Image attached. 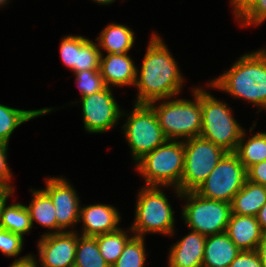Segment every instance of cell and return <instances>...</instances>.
I'll list each match as a JSON object with an SVG mask.
<instances>
[{"mask_svg": "<svg viewBox=\"0 0 266 267\" xmlns=\"http://www.w3.org/2000/svg\"><path fill=\"white\" fill-rule=\"evenodd\" d=\"M150 43L136 72L137 98L134 103L150 104L177 96L182 91L184 77L166 44L152 32ZM140 71V72H139Z\"/></svg>", "mask_w": 266, "mask_h": 267, "instance_id": "obj_1", "label": "cell"}, {"mask_svg": "<svg viewBox=\"0 0 266 267\" xmlns=\"http://www.w3.org/2000/svg\"><path fill=\"white\" fill-rule=\"evenodd\" d=\"M208 85L266 110V49L244 54Z\"/></svg>", "mask_w": 266, "mask_h": 267, "instance_id": "obj_2", "label": "cell"}, {"mask_svg": "<svg viewBox=\"0 0 266 267\" xmlns=\"http://www.w3.org/2000/svg\"><path fill=\"white\" fill-rule=\"evenodd\" d=\"M194 101L187 99H164L154 109L158 122L168 140H188L200 136L202 128L201 88H192ZM168 100V101H166ZM185 138V139H184Z\"/></svg>", "mask_w": 266, "mask_h": 267, "instance_id": "obj_3", "label": "cell"}, {"mask_svg": "<svg viewBox=\"0 0 266 267\" xmlns=\"http://www.w3.org/2000/svg\"><path fill=\"white\" fill-rule=\"evenodd\" d=\"M185 150L183 140H167L135 164L145 177L147 186L174 187L178 189L184 172Z\"/></svg>", "mask_w": 266, "mask_h": 267, "instance_id": "obj_4", "label": "cell"}, {"mask_svg": "<svg viewBox=\"0 0 266 267\" xmlns=\"http://www.w3.org/2000/svg\"><path fill=\"white\" fill-rule=\"evenodd\" d=\"M164 187L144 186L138 193L135 219L129 231L135 236L144 237L148 233L173 235L175 217Z\"/></svg>", "mask_w": 266, "mask_h": 267, "instance_id": "obj_5", "label": "cell"}, {"mask_svg": "<svg viewBox=\"0 0 266 267\" xmlns=\"http://www.w3.org/2000/svg\"><path fill=\"white\" fill-rule=\"evenodd\" d=\"M202 128L200 136L223 148L235 152L242 126L236 121L226 103L201 88Z\"/></svg>", "mask_w": 266, "mask_h": 267, "instance_id": "obj_6", "label": "cell"}, {"mask_svg": "<svg viewBox=\"0 0 266 267\" xmlns=\"http://www.w3.org/2000/svg\"><path fill=\"white\" fill-rule=\"evenodd\" d=\"M179 198H185L182 218L189 230L197 231L204 236L224 233L228 225L232 209L225 201L206 199L195 191L180 192L175 188Z\"/></svg>", "mask_w": 266, "mask_h": 267, "instance_id": "obj_7", "label": "cell"}, {"mask_svg": "<svg viewBox=\"0 0 266 267\" xmlns=\"http://www.w3.org/2000/svg\"><path fill=\"white\" fill-rule=\"evenodd\" d=\"M123 124L133 161L163 145L168 139L159 125L154 109L149 104L134 103L133 111Z\"/></svg>", "mask_w": 266, "mask_h": 267, "instance_id": "obj_8", "label": "cell"}, {"mask_svg": "<svg viewBox=\"0 0 266 267\" xmlns=\"http://www.w3.org/2000/svg\"><path fill=\"white\" fill-rule=\"evenodd\" d=\"M184 172L178 190L195 191L227 153L223 148L201 136L184 140Z\"/></svg>", "mask_w": 266, "mask_h": 267, "instance_id": "obj_9", "label": "cell"}, {"mask_svg": "<svg viewBox=\"0 0 266 267\" xmlns=\"http://www.w3.org/2000/svg\"><path fill=\"white\" fill-rule=\"evenodd\" d=\"M246 180L247 169L234 152H227L195 192L206 199L231 204Z\"/></svg>", "mask_w": 266, "mask_h": 267, "instance_id": "obj_10", "label": "cell"}, {"mask_svg": "<svg viewBox=\"0 0 266 267\" xmlns=\"http://www.w3.org/2000/svg\"><path fill=\"white\" fill-rule=\"evenodd\" d=\"M83 123L89 133H104L112 130L119 119L125 116L120 111L110 87L81 98Z\"/></svg>", "mask_w": 266, "mask_h": 267, "instance_id": "obj_11", "label": "cell"}, {"mask_svg": "<svg viewBox=\"0 0 266 267\" xmlns=\"http://www.w3.org/2000/svg\"><path fill=\"white\" fill-rule=\"evenodd\" d=\"M53 202L57 233L66 231L79 222L80 202L78 193L65 178L48 177L46 187L43 189Z\"/></svg>", "mask_w": 266, "mask_h": 267, "instance_id": "obj_12", "label": "cell"}, {"mask_svg": "<svg viewBox=\"0 0 266 267\" xmlns=\"http://www.w3.org/2000/svg\"><path fill=\"white\" fill-rule=\"evenodd\" d=\"M76 230L42 235L37 242L41 267H70L75 264L78 237ZM37 267L38 266V263Z\"/></svg>", "mask_w": 266, "mask_h": 267, "instance_id": "obj_13", "label": "cell"}, {"mask_svg": "<svg viewBox=\"0 0 266 267\" xmlns=\"http://www.w3.org/2000/svg\"><path fill=\"white\" fill-rule=\"evenodd\" d=\"M121 217L112 205L93 204L80 206L79 222L83 223L81 235L95 237L119 229Z\"/></svg>", "mask_w": 266, "mask_h": 267, "instance_id": "obj_14", "label": "cell"}, {"mask_svg": "<svg viewBox=\"0 0 266 267\" xmlns=\"http://www.w3.org/2000/svg\"><path fill=\"white\" fill-rule=\"evenodd\" d=\"M99 70L107 87L135 85L137 67L128 53L101 54Z\"/></svg>", "mask_w": 266, "mask_h": 267, "instance_id": "obj_15", "label": "cell"}, {"mask_svg": "<svg viewBox=\"0 0 266 267\" xmlns=\"http://www.w3.org/2000/svg\"><path fill=\"white\" fill-rule=\"evenodd\" d=\"M206 236L191 230L169 251V267H202Z\"/></svg>", "mask_w": 266, "mask_h": 267, "instance_id": "obj_16", "label": "cell"}, {"mask_svg": "<svg viewBox=\"0 0 266 267\" xmlns=\"http://www.w3.org/2000/svg\"><path fill=\"white\" fill-rule=\"evenodd\" d=\"M225 233L241 251L256 250L264 232L255 216L231 213Z\"/></svg>", "mask_w": 266, "mask_h": 267, "instance_id": "obj_17", "label": "cell"}, {"mask_svg": "<svg viewBox=\"0 0 266 267\" xmlns=\"http://www.w3.org/2000/svg\"><path fill=\"white\" fill-rule=\"evenodd\" d=\"M240 251L225 232L207 236L202 267H229Z\"/></svg>", "mask_w": 266, "mask_h": 267, "instance_id": "obj_18", "label": "cell"}, {"mask_svg": "<svg viewBox=\"0 0 266 267\" xmlns=\"http://www.w3.org/2000/svg\"><path fill=\"white\" fill-rule=\"evenodd\" d=\"M266 203V186L246 180L231 203L233 214L255 216Z\"/></svg>", "mask_w": 266, "mask_h": 267, "instance_id": "obj_19", "label": "cell"}, {"mask_svg": "<svg viewBox=\"0 0 266 267\" xmlns=\"http://www.w3.org/2000/svg\"><path fill=\"white\" fill-rule=\"evenodd\" d=\"M134 32L127 26L111 23L96 38L99 50L107 53H128L135 41Z\"/></svg>", "mask_w": 266, "mask_h": 267, "instance_id": "obj_20", "label": "cell"}, {"mask_svg": "<svg viewBox=\"0 0 266 267\" xmlns=\"http://www.w3.org/2000/svg\"><path fill=\"white\" fill-rule=\"evenodd\" d=\"M53 110L54 108L21 110L0 104V142L9 144L10 136L18 126Z\"/></svg>", "mask_w": 266, "mask_h": 267, "instance_id": "obj_21", "label": "cell"}, {"mask_svg": "<svg viewBox=\"0 0 266 267\" xmlns=\"http://www.w3.org/2000/svg\"><path fill=\"white\" fill-rule=\"evenodd\" d=\"M30 190L33 194V198L29 206L26 207L28 208L30 214L32 226L34 224V221H36L41 226H44V228L47 227L48 229H51V232H45L44 235L57 233L55 208L49 195L43 189Z\"/></svg>", "mask_w": 266, "mask_h": 267, "instance_id": "obj_22", "label": "cell"}, {"mask_svg": "<svg viewBox=\"0 0 266 267\" xmlns=\"http://www.w3.org/2000/svg\"><path fill=\"white\" fill-rule=\"evenodd\" d=\"M32 223L28 208L20 203L7 205V200L0 210V228L23 235L30 233Z\"/></svg>", "mask_w": 266, "mask_h": 267, "instance_id": "obj_23", "label": "cell"}, {"mask_svg": "<svg viewBox=\"0 0 266 267\" xmlns=\"http://www.w3.org/2000/svg\"><path fill=\"white\" fill-rule=\"evenodd\" d=\"M243 130L235 154L246 169L266 160V133L259 132L245 140Z\"/></svg>", "mask_w": 266, "mask_h": 267, "instance_id": "obj_24", "label": "cell"}, {"mask_svg": "<svg viewBox=\"0 0 266 267\" xmlns=\"http://www.w3.org/2000/svg\"><path fill=\"white\" fill-rule=\"evenodd\" d=\"M128 236L127 232L121 228L113 232L95 236L100 254L110 266L117 261L126 243L133 237Z\"/></svg>", "mask_w": 266, "mask_h": 267, "instance_id": "obj_25", "label": "cell"}, {"mask_svg": "<svg viewBox=\"0 0 266 267\" xmlns=\"http://www.w3.org/2000/svg\"><path fill=\"white\" fill-rule=\"evenodd\" d=\"M77 267H111L101 256L95 237H78L75 255Z\"/></svg>", "mask_w": 266, "mask_h": 267, "instance_id": "obj_26", "label": "cell"}, {"mask_svg": "<svg viewBox=\"0 0 266 267\" xmlns=\"http://www.w3.org/2000/svg\"><path fill=\"white\" fill-rule=\"evenodd\" d=\"M145 238L133 235L120 257L111 267H144L146 260Z\"/></svg>", "mask_w": 266, "mask_h": 267, "instance_id": "obj_27", "label": "cell"}, {"mask_svg": "<svg viewBox=\"0 0 266 267\" xmlns=\"http://www.w3.org/2000/svg\"><path fill=\"white\" fill-rule=\"evenodd\" d=\"M102 51L98 44L80 36V59L77 72L83 70H99Z\"/></svg>", "mask_w": 266, "mask_h": 267, "instance_id": "obj_28", "label": "cell"}, {"mask_svg": "<svg viewBox=\"0 0 266 267\" xmlns=\"http://www.w3.org/2000/svg\"><path fill=\"white\" fill-rule=\"evenodd\" d=\"M60 55L64 65L74 72H77L80 59V36H64L60 43Z\"/></svg>", "mask_w": 266, "mask_h": 267, "instance_id": "obj_29", "label": "cell"}, {"mask_svg": "<svg viewBox=\"0 0 266 267\" xmlns=\"http://www.w3.org/2000/svg\"><path fill=\"white\" fill-rule=\"evenodd\" d=\"M74 74L82 97L92 95L106 87L100 70H83Z\"/></svg>", "mask_w": 266, "mask_h": 267, "instance_id": "obj_30", "label": "cell"}, {"mask_svg": "<svg viewBox=\"0 0 266 267\" xmlns=\"http://www.w3.org/2000/svg\"><path fill=\"white\" fill-rule=\"evenodd\" d=\"M24 237L0 228V251L7 257H17L24 245Z\"/></svg>", "mask_w": 266, "mask_h": 267, "instance_id": "obj_31", "label": "cell"}, {"mask_svg": "<svg viewBox=\"0 0 266 267\" xmlns=\"http://www.w3.org/2000/svg\"><path fill=\"white\" fill-rule=\"evenodd\" d=\"M266 20V0H257L254 5L238 20L240 26H259Z\"/></svg>", "mask_w": 266, "mask_h": 267, "instance_id": "obj_32", "label": "cell"}, {"mask_svg": "<svg viewBox=\"0 0 266 267\" xmlns=\"http://www.w3.org/2000/svg\"><path fill=\"white\" fill-rule=\"evenodd\" d=\"M8 144L0 142V185L9 187L14 192V186L11 185L12 173L7 163Z\"/></svg>", "mask_w": 266, "mask_h": 267, "instance_id": "obj_33", "label": "cell"}, {"mask_svg": "<svg viewBox=\"0 0 266 267\" xmlns=\"http://www.w3.org/2000/svg\"><path fill=\"white\" fill-rule=\"evenodd\" d=\"M229 267H263L256 250L240 251Z\"/></svg>", "mask_w": 266, "mask_h": 267, "instance_id": "obj_34", "label": "cell"}, {"mask_svg": "<svg viewBox=\"0 0 266 267\" xmlns=\"http://www.w3.org/2000/svg\"><path fill=\"white\" fill-rule=\"evenodd\" d=\"M247 180L266 186V160L247 169Z\"/></svg>", "mask_w": 266, "mask_h": 267, "instance_id": "obj_35", "label": "cell"}, {"mask_svg": "<svg viewBox=\"0 0 266 267\" xmlns=\"http://www.w3.org/2000/svg\"><path fill=\"white\" fill-rule=\"evenodd\" d=\"M235 18L239 20L257 0H230Z\"/></svg>", "mask_w": 266, "mask_h": 267, "instance_id": "obj_36", "label": "cell"}, {"mask_svg": "<svg viewBox=\"0 0 266 267\" xmlns=\"http://www.w3.org/2000/svg\"><path fill=\"white\" fill-rule=\"evenodd\" d=\"M37 260L33 256V254H28L21 258L15 259L14 262L10 265V267H37Z\"/></svg>", "mask_w": 266, "mask_h": 267, "instance_id": "obj_37", "label": "cell"}, {"mask_svg": "<svg viewBox=\"0 0 266 267\" xmlns=\"http://www.w3.org/2000/svg\"><path fill=\"white\" fill-rule=\"evenodd\" d=\"M256 252L259 255L262 266L266 267V233H264L262 240L258 243Z\"/></svg>", "mask_w": 266, "mask_h": 267, "instance_id": "obj_38", "label": "cell"}, {"mask_svg": "<svg viewBox=\"0 0 266 267\" xmlns=\"http://www.w3.org/2000/svg\"><path fill=\"white\" fill-rule=\"evenodd\" d=\"M257 221L260 224V227L264 233H266V203L259 210L256 215Z\"/></svg>", "mask_w": 266, "mask_h": 267, "instance_id": "obj_39", "label": "cell"}, {"mask_svg": "<svg viewBox=\"0 0 266 267\" xmlns=\"http://www.w3.org/2000/svg\"><path fill=\"white\" fill-rule=\"evenodd\" d=\"M14 192L9 188L5 186L0 185V210L2 204L10 197Z\"/></svg>", "mask_w": 266, "mask_h": 267, "instance_id": "obj_40", "label": "cell"}, {"mask_svg": "<svg viewBox=\"0 0 266 267\" xmlns=\"http://www.w3.org/2000/svg\"><path fill=\"white\" fill-rule=\"evenodd\" d=\"M93 1H95L96 3H99V4H101V5H109V4H111V3H113L115 0H93Z\"/></svg>", "mask_w": 266, "mask_h": 267, "instance_id": "obj_41", "label": "cell"}, {"mask_svg": "<svg viewBox=\"0 0 266 267\" xmlns=\"http://www.w3.org/2000/svg\"><path fill=\"white\" fill-rule=\"evenodd\" d=\"M8 0H0V7L1 6H5L8 2H7Z\"/></svg>", "mask_w": 266, "mask_h": 267, "instance_id": "obj_42", "label": "cell"}]
</instances>
